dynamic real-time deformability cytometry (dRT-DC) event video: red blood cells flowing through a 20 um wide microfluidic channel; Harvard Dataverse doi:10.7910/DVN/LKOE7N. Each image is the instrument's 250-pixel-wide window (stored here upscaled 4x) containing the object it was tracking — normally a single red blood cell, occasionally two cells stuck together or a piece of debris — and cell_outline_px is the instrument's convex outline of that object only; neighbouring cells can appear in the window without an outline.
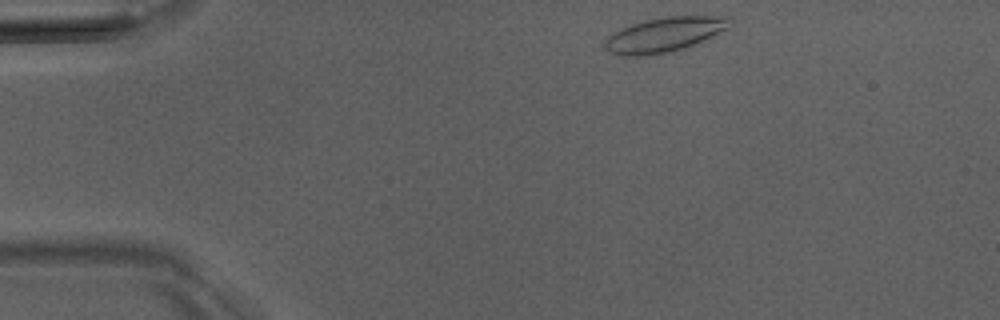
{"species": "Egyptian fruit bat (a non-hibernating species)", "species_latin": "Rousettus aegyptiacus", "temperature_condition": "room temperature", "stored_images_in_passage": 3, "camera_frame_rate_fps": 3000, "um_per_image_px": 0.085, "animal": {"sex": "male"}, "frame": {"image": 1, "passage_image": 1, "time_ms": 0.0, "image_size_px": [1000, 320], "cell_outline_px": [[732, 20], [728, 28], [684, 48], [672, 52], [644, 56], [620, 56], [604, 48], [604, 40], [608, 36], [620, 28], [644, 20], [664, 16], [732, 16]], "centroid_in_image_um": [56.44, 2.94], "position_along_channel_um": 28.6, "area_um2": 25.26}}